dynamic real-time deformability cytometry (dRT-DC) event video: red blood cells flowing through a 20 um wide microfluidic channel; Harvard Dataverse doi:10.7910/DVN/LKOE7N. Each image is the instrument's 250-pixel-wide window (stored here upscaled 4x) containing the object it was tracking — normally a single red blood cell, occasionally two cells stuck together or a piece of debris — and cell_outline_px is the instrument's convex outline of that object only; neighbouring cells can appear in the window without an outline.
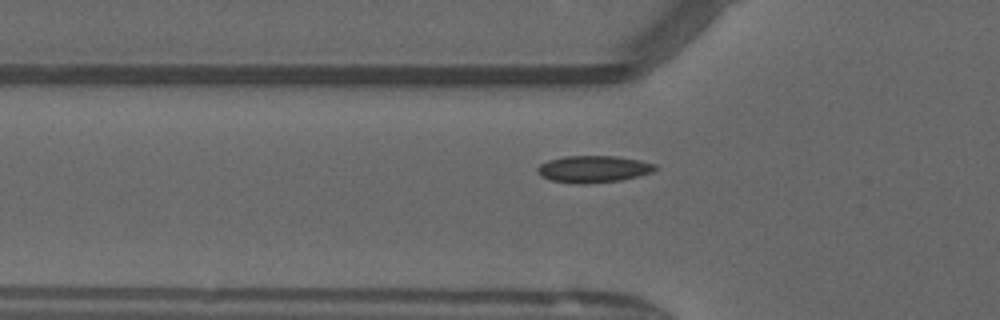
{"species": "common noctule bat (a hibernating species)", "species_latin": "Nyctalus noctula", "temperature_condition": "warm", "stored_images_in_passage": 44, "camera_frame_rate_fps": 3000, "um_per_image_px": 0.085, "animal": {"sex": "male", "forearm_length_mm": 52.5}, "frame": {"image": 1, "passage_image": 10, "time_ms": 3.0, "image_size_px": [1000, 320], "cell_outline_px": [[660, 168], [652, 172], [620, 180], [584, 184], [572, 184], [552, 180], [540, 176], [536, 172], [536, 168], [540, 164], [548, 160], [564, 156], [616, 156], [640, 160], [656, 164]], "centroid_in_image_um": [50.42, 14.37], "position_along_channel_um": 75.4, "area_um2": 18.61}}
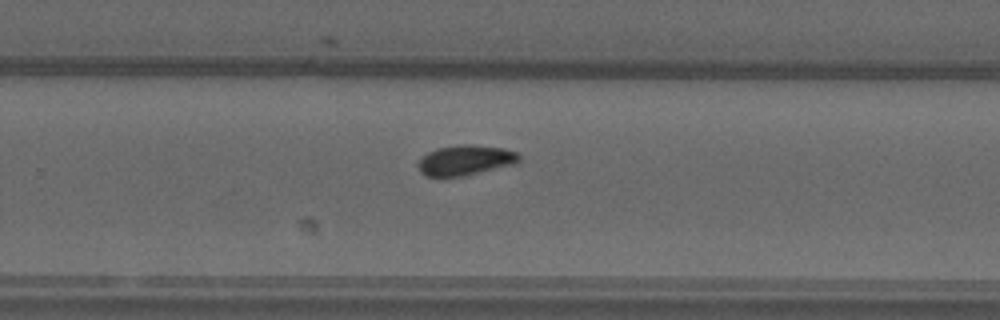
{"frame": {"image": 2, "passage_image": 26, "time_ms": 8.333, "image_size_px": [1000, 320], "cell_outline_px": [[520, 160], [516, 164], [464, 176], [428, 176], [420, 172], [420, 160], [428, 152], [436, 148], [456, 144], [472, 144], [504, 148], [516, 152], [520, 156]], "centroid_in_image_um": [39.61, 13.6], "position_along_channel_um": 290.2, "area_um2": 17.74}}
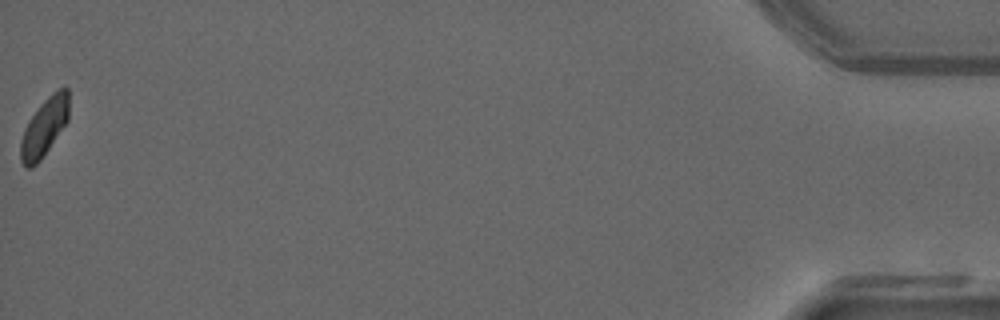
{"frame": {"image": 3, "passage_image": 44, "time_ms": 14.333, "image_size_px": [1000, 320], "cell_outline_px": [[68, 120], [40, 160], [32, 168], [28, 168], [20, 160], [20, 140], [24, 128], [28, 120], [40, 104], [52, 92], [60, 88], [68, 88]], "centroid_in_image_um": [3.74, 10.81], "position_along_channel_um": 431.5, "area_um2": 16.18}, "authors_computed_cell_mechanics": {"area_um2": 17.2822, "velocity_mm_per_s": 4.0398, "shape_relaxation_time_tau1_ms": null, "shape_relaxation_time_tau2_ms": 1.7289, "deformation_change_tau1": null, "deformation_change_tau2": 0.0399}}